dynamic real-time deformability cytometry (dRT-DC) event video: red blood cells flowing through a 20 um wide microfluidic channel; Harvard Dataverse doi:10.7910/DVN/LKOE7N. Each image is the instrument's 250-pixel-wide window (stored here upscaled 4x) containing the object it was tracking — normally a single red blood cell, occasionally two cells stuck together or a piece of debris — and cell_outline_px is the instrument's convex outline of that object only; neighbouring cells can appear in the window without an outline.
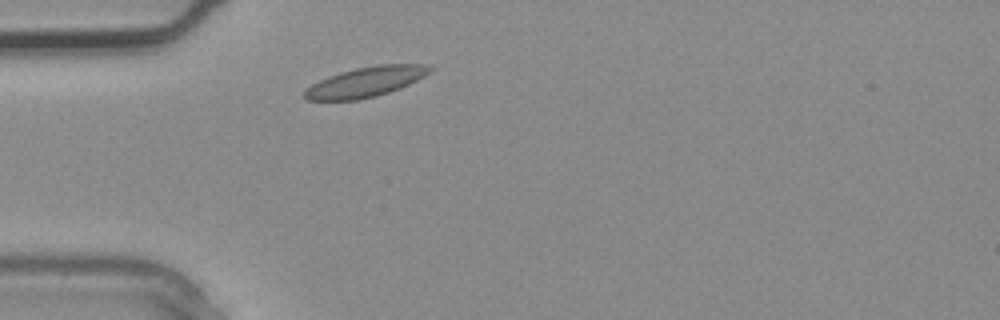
{"species": "common noctule bat (a hibernating species)", "species_latin": "Nyctalus noctula", "temperature_condition": "warm", "stored_images_in_passage": 1, "camera_frame_rate_fps": 3000, "um_per_image_px": 0.085, "animal": {"sex": "male", "body_mass_g": 20.4}, "frame": {"image": 1, "passage_image": 1, "time_ms": 0.0, "image_size_px": [1000, 320], "cell_outline_px": [[432, 68], [424, 76], [400, 88], [376, 96], [356, 100], [308, 100], [304, 96], [304, 92], [312, 84], [328, 76], [340, 72], [356, 68], [376, 64], [432, 64]], "centroid_in_image_um": [31.1, 6.95], "position_along_channel_um": 53.9, "area_um2": 21.73}}